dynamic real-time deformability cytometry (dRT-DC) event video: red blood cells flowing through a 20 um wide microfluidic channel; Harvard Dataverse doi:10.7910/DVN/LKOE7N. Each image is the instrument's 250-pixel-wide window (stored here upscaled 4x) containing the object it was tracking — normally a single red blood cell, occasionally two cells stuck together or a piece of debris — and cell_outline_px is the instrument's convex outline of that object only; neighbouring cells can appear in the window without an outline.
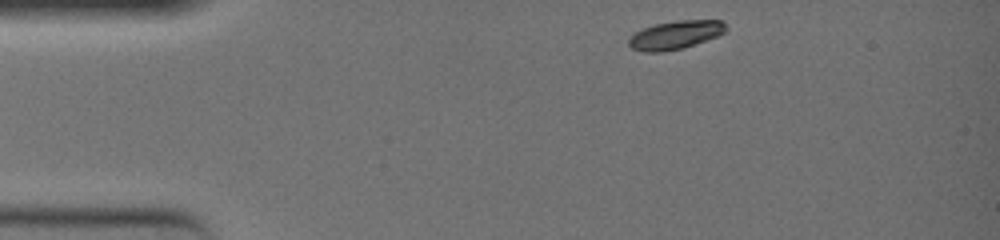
{"species": "common noctule bat (a hibernating species)", "species_latin": "Nyctalus noctula", "temperature_condition": "warm", "stored_images_in_passage": 38, "camera_frame_rate_fps": 3000, "um_per_image_px": 0.085, "animal": {"sex": "female", "body_mass_g": 19.0, "forearm_length_mm": 51.5}, "frame": {"image": 1, "passage_image": 1, "time_ms": 0.0, "image_size_px": [1000, 240], "cell_outline_px": [[728, 28], [724, 32], [716, 36], [684, 48], [664, 52], [644, 52], [632, 48], [628, 44], [628, 40], [636, 32], [644, 28], [656, 24], [676, 20], [720, 20]], "centroid_in_image_um": [57.4, 2.98], "position_along_channel_um": 27.6, "area_um2": 15.95}}
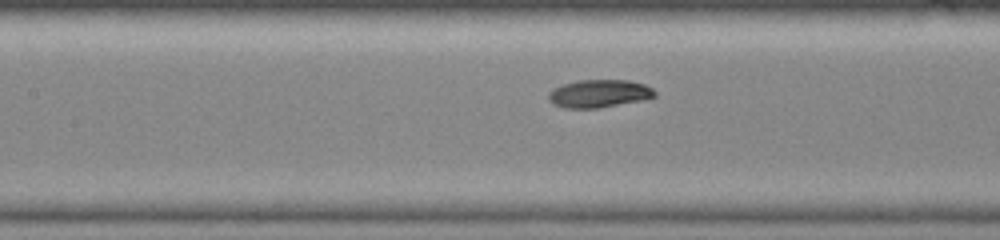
{"frame": {"image": 2, "passage_image": 16, "time_ms": 5.0, "image_size_px": [1000, 240], "cell_outline_px": [[656, 96], [648, 100], [600, 108], [564, 108], [552, 104], [548, 100], [548, 92], [552, 88], [576, 80], [628, 80], [644, 84], [652, 88], [656, 92]], "centroid_in_image_um": [50.93, 7.96], "position_along_channel_um": 156.5, "area_um2": 17.69}}
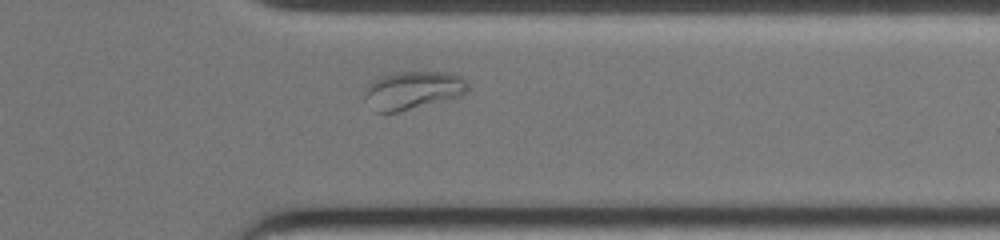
{"frame": {"image": 3, "passage_image": 33, "time_ms": 10.667, "image_size_px": [1000, 240], "cell_outline_px": [[468, 88], [464, 96], [400, 112], [376, 112], [364, 96], [364, 88], [372, 80], [380, 76], [396, 72], [452, 72], [460, 76], [468, 84]], "centroid_in_image_um": [35.12, 7.67], "position_along_channel_um": 376.3, "area_um2": 23.24}, "authors_computed_cell_mechanics": {"area_um2": 17.8024, "velocity_mm_per_s": 3.8649, "shape_relaxation_time_tau1_ms": 9.0392, "shape_relaxation_time_tau2_ms": null, "deformation_change_tau1": 0.2613, "deformation_change_tau2": null}}